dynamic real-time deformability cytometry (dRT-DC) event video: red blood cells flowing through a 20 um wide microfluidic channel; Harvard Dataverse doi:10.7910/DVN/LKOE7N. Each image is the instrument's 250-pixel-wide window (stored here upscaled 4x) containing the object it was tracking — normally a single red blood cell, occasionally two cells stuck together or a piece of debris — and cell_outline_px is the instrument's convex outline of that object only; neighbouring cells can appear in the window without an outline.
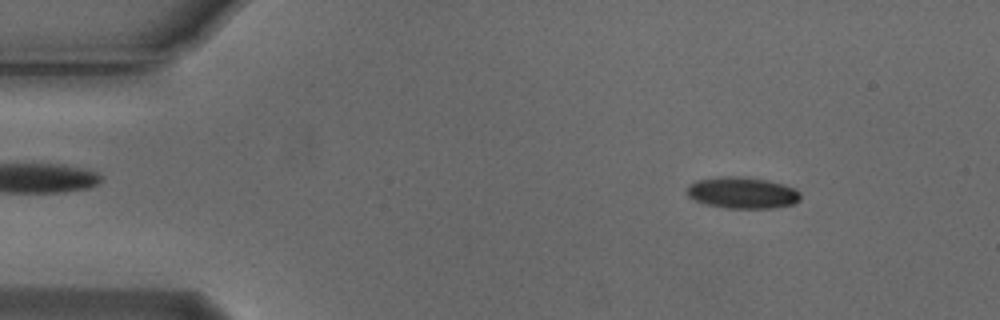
{"species": "Egyptian fruit bat (a non-hibernating species)", "species_latin": "Rousettus aegyptiacus", "temperature_condition": "cold", "stored_images_in_passage": 55, "segment_of_instrument_passage": [1, 2], "camera_frame_rate_fps": 3000, "um_per_image_px": 0.085, "animal": {"sex": "male"}, "frame": {"image": 1, "passage_image": 7, "time_ms": 2.0, "image_size_px": [1000, 320], "cell_outline_px": [[800, 200], [792, 204], [772, 208], [728, 208], [704, 204], [692, 200], [688, 196], [688, 184], [696, 180], [720, 176], [736, 176], [768, 180], [784, 184], [796, 188], [800, 192]], "centroid_in_image_um": [63.09, 16.38], "position_along_channel_um": 21.9, "area_um2": 20.98}}
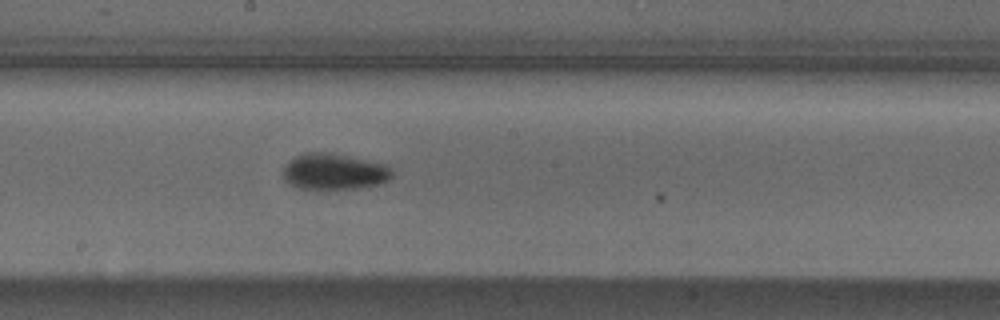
{"frame": {"image": 2, "passage_image": 29, "time_ms": 9.333, "image_size_px": [1000, 320], "cell_outline_px": [[392, 176], [388, 180], [380, 184], [360, 188], [320, 192], [316, 192], [296, 188], [288, 184], [284, 180], [280, 172], [284, 164], [288, 160], [304, 152], [328, 152], [388, 164], [392, 168]], "centroid_in_image_um": [28.32, 14.64], "position_along_channel_um": 219.9, "area_um2": 24.33}}
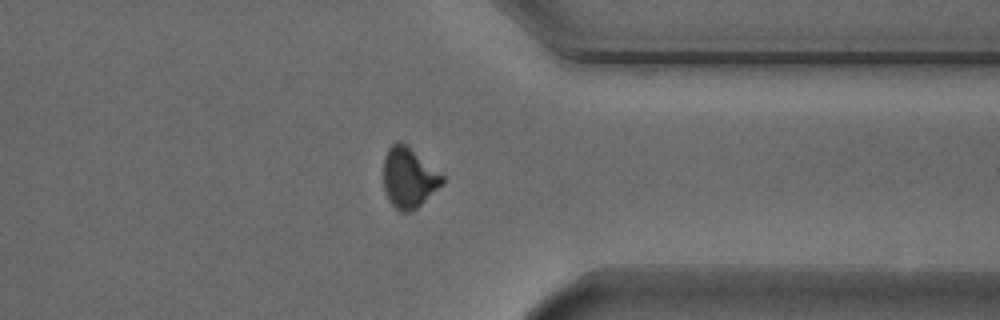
{"frame": {"image": 3, "passage_image": 42, "time_ms": 13.667, "image_size_px": [1000, 320], "cell_outline_px": [[444, 184], [416, 208], [408, 212], [400, 212], [388, 200], [384, 188], [384, 156], [388, 148], [392, 144], [400, 140], [408, 144], [444, 176]], "centroid_in_image_um": [34.75, 15.07], "position_along_channel_um": 376.6, "area_um2": 20.87}}